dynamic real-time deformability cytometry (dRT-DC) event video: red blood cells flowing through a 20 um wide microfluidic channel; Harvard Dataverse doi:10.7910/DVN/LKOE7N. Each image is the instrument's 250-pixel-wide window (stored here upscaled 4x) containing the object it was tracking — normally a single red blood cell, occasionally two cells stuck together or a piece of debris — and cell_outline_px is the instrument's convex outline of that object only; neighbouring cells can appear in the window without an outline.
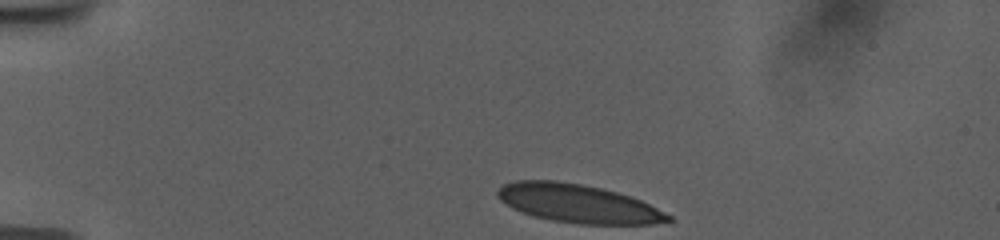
{"species": "human", "species_latin": "Homo sapiens", "temperature_condition": "room temperature", "stored_images_in_passage": 38, "camera_frame_rate_fps": 3000, "um_per_image_px": 0.085, "donor": {"sex": "female"}, "frame": {"image": 1, "passage_image": 1, "time_ms": 0.0, "image_size_px": [1000, 240], "cell_outline_px": [[676, 220], [652, 224], [580, 224], [552, 220], [532, 216], [512, 208], [500, 200], [496, 196], [496, 192], [504, 184], [516, 180], [556, 180], [580, 184], [600, 188], [616, 192], [640, 200], [672, 216]], "centroid_in_image_um": [49.11, 17.3], "position_along_channel_um": 35.9, "area_um2": 38.03}}
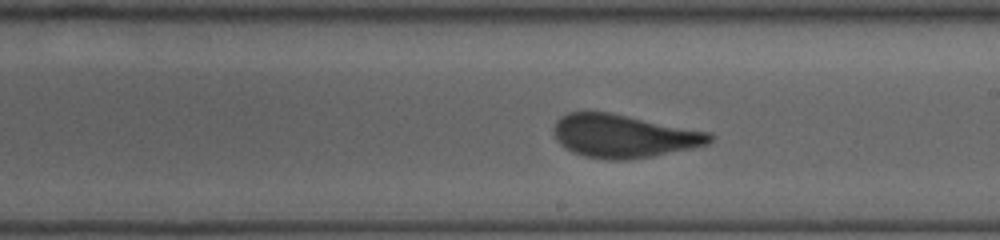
{"frame": {"image": 2, "passage_image": 22, "time_ms": 7.0, "image_size_px": [1000, 240], "cell_outline_px": [[716, 136], [708, 144], [692, 148], [652, 156], [628, 160], [608, 160], [584, 156], [572, 152], [564, 148], [556, 140], [552, 132], [552, 128], [556, 120], [560, 116], [568, 112], [608, 112], [712, 132]], "centroid_in_image_um": [52.99, 11.56], "position_along_channel_um": 236.0, "area_um2": 39.59}}
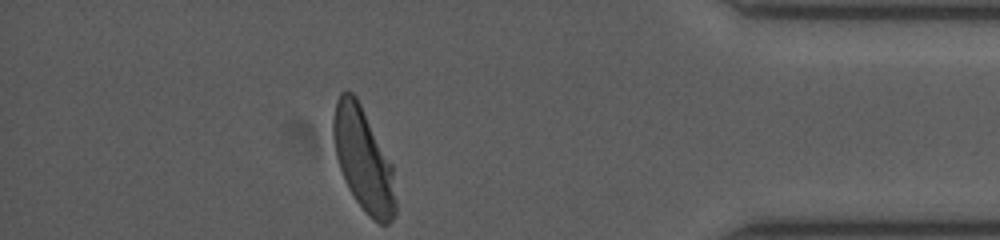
{"frame": {"image": 3, "passage_image": 38, "time_ms": 12.333, "image_size_px": [1000, 240], "cell_outline_px": [[396, 212], [392, 220], [388, 224], [380, 224], [372, 220], [364, 212], [348, 188], [344, 180], [336, 156], [332, 136], [332, 120], [336, 100], [340, 92], [352, 92], [356, 96], [392, 164], [396, 204]], "centroid_in_image_um": [30.87, 13.59], "position_along_channel_um": 404.3, "area_um2": 37.51}, "authors_computed_cell_mechanics": {"area_um2": 39.593, "velocity_mm_per_s": 3.7595, "shape_relaxation_time_tau1_ms": 7.0133, "shape_relaxation_time_tau2_ms": null, "deformation_change_tau1": 0.2028, "deformation_change_tau2": null}}